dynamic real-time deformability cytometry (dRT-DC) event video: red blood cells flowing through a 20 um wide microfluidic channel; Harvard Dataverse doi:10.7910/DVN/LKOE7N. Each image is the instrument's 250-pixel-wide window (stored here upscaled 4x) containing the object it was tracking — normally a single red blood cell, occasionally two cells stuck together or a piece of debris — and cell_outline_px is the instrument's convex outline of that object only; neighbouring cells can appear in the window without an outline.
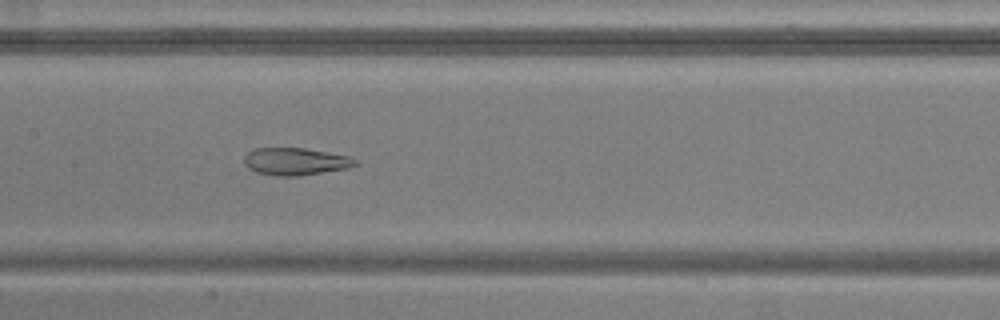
{"species": "common noctule bat (a hibernating species)", "species_latin": "Nyctalus noctula", "temperature_condition": "warm", "stored_images_in_passage": 40, "camera_frame_rate_fps": 3000, "um_per_image_px": 0.085, "animal": {"sex": "male", "body_mass_g": 20.5, "forearm_length_mm": 52.5}, "frame": {"image": 1, "passage_image": 12, "time_ms": 3.667, "image_size_px": [1000, 320], "cell_outline_px": [[360, 164], [348, 168], [300, 176], [276, 176], [256, 172], [248, 168], [244, 164], [244, 156], [248, 152], [256, 148], [304, 148], [348, 156], [360, 160]], "centroid_in_image_um": [25.14, 13.73], "position_along_channel_um": 182.3, "area_um2": 17.86}}
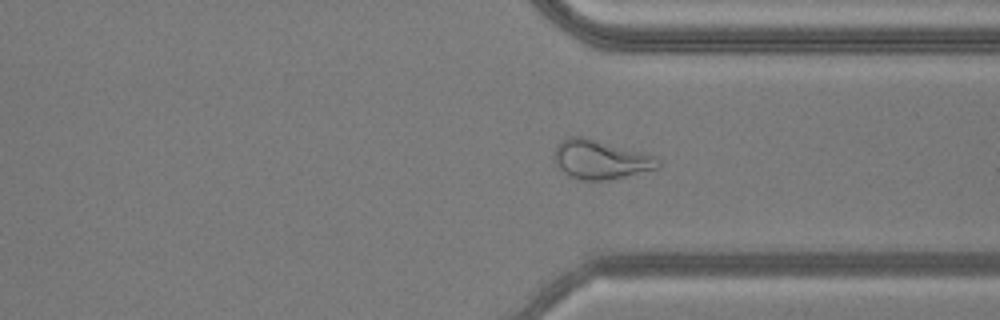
{"frame": {"image": 2, "passage_image": 26, "time_ms": 8.333, "image_size_px": [1000, 320], "cell_outline_px": [[660, 168], [608, 180], [584, 180], [572, 176], [564, 172], [552, 160], [556, 144], [560, 140], [568, 136], [580, 136], [596, 140], [656, 156], [660, 160]], "centroid_in_image_um": [51.02, 13.55], "position_along_channel_um": 360.4, "area_um2": 23.52}}
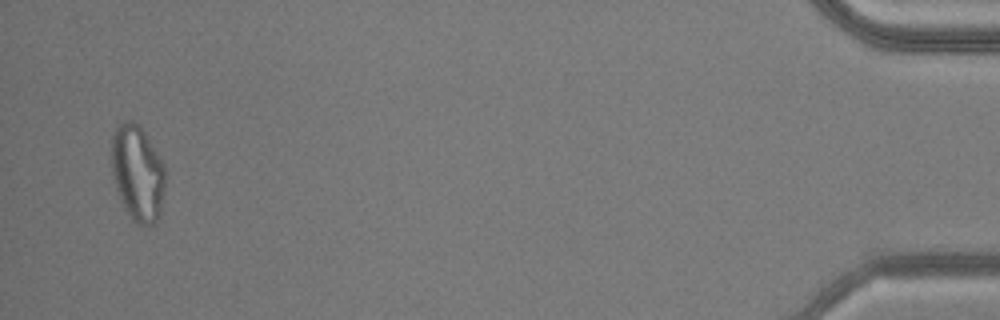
{"frame": {"image": 3, "passage_image": 38, "time_ms": 12.333, "image_size_px": [1000, 320], "cell_outline_px": [[164, 188], [160, 216], [152, 224], [136, 224], [132, 220], [116, 188], [112, 172], [112, 136], [120, 120], [132, 120], [140, 124], [164, 164]], "centroid_in_image_um": [11.69, 14.66], "position_along_channel_um": 423.5, "area_um2": 29.82}, "authors_computed_cell_mechanics": {"area_um2": 21.1259, "velocity_mm_per_s": 3.825, "shape_relaxation_time_tau1_ms": null, "shape_relaxation_time_tau2_ms": 2.0734, "deformation_change_tau1": null, "deformation_change_tau2": 0.102}}